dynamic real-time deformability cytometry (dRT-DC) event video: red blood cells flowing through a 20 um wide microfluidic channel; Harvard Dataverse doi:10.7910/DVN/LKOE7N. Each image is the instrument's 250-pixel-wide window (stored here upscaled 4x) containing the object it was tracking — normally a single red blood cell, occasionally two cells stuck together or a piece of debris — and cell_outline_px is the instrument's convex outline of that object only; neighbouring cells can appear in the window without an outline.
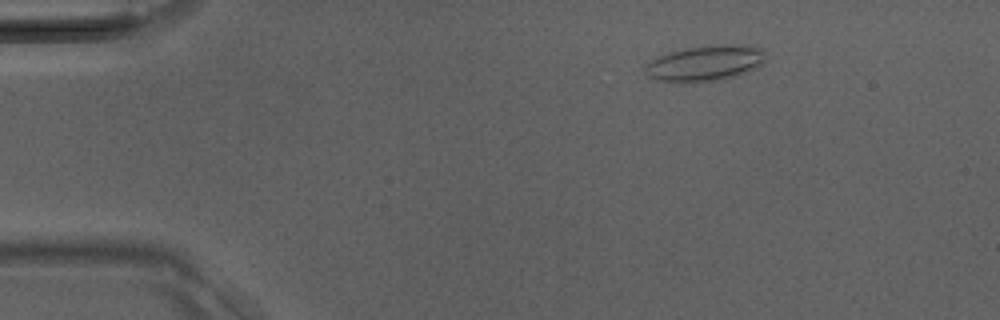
{"species": "Egyptian fruit bat (a non-hibernating species)", "species_latin": "Rousettus aegyptiacus", "temperature_condition": "room temperature", "stored_images_in_passage": 20, "camera_frame_rate_fps": 3000, "um_per_image_px": 0.085, "animal": {"sex": "male"}, "frame": {"image": 1, "passage_image": 4, "time_ms": 1.0, "image_size_px": [1000, 320], "cell_outline_px": [[764, 60], [756, 68], [748, 72], [724, 80], [684, 84], [680, 84], [652, 80], [644, 76], [644, 64], [668, 52], [688, 48], [716, 44], [732, 44], [760, 48], [764, 52]], "centroid_in_image_um": [59.84, 5.42], "position_along_channel_um": 25.2, "area_um2": 25.72}}